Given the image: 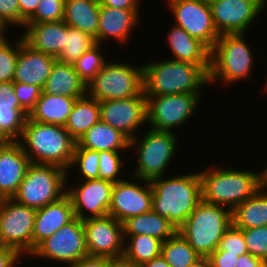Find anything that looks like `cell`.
<instances>
[{"label":"cell","mask_w":267,"mask_h":267,"mask_svg":"<svg viewBox=\"0 0 267 267\" xmlns=\"http://www.w3.org/2000/svg\"><path fill=\"white\" fill-rule=\"evenodd\" d=\"M210 65H196L171 58L143 64L145 96L201 94L209 83ZM201 92V93H200Z\"/></svg>","instance_id":"1"},{"label":"cell","mask_w":267,"mask_h":267,"mask_svg":"<svg viewBox=\"0 0 267 267\" xmlns=\"http://www.w3.org/2000/svg\"><path fill=\"white\" fill-rule=\"evenodd\" d=\"M163 178V179H162ZM152 210L167 218L177 229L202 201L199 173L188 172L151 181Z\"/></svg>","instance_id":"2"},{"label":"cell","mask_w":267,"mask_h":267,"mask_svg":"<svg viewBox=\"0 0 267 267\" xmlns=\"http://www.w3.org/2000/svg\"><path fill=\"white\" fill-rule=\"evenodd\" d=\"M18 142L31 163L51 164L69 173L76 141L65 126L35 122L27 117Z\"/></svg>","instance_id":"3"},{"label":"cell","mask_w":267,"mask_h":267,"mask_svg":"<svg viewBox=\"0 0 267 267\" xmlns=\"http://www.w3.org/2000/svg\"><path fill=\"white\" fill-rule=\"evenodd\" d=\"M238 169L217 166L199 171L202 201L233 211L251 198L262 187V171Z\"/></svg>","instance_id":"4"},{"label":"cell","mask_w":267,"mask_h":267,"mask_svg":"<svg viewBox=\"0 0 267 267\" xmlns=\"http://www.w3.org/2000/svg\"><path fill=\"white\" fill-rule=\"evenodd\" d=\"M231 224L230 209L201 201L177 232L201 257H208L218 248L221 237Z\"/></svg>","instance_id":"5"},{"label":"cell","mask_w":267,"mask_h":267,"mask_svg":"<svg viewBox=\"0 0 267 267\" xmlns=\"http://www.w3.org/2000/svg\"><path fill=\"white\" fill-rule=\"evenodd\" d=\"M245 35L223 34L216 40L210 52L209 83L219 80L229 85L250 78L255 62Z\"/></svg>","instance_id":"6"},{"label":"cell","mask_w":267,"mask_h":267,"mask_svg":"<svg viewBox=\"0 0 267 267\" xmlns=\"http://www.w3.org/2000/svg\"><path fill=\"white\" fill-rule=\"evenodd\" d=\"M146 134L130 140L129 149L136 145L137 166L131 176L151 182L164 176L177 150L178 137L175 132L149 128Z\"/></svg>","instance_id":"7"},{"label":"cell","mask_w":267,"mask_h":267,"mask_svg":"<svg viewBox=\"0 0 267 267\" xmlns=\"http://www.w3.org/2000/svg\"><path fill=\"white\" fill-rule=\"evenodd\" d=\"M119 62H106L87 84L86 95L98 102L142 95L143 64L133 66Z\"/></svg>","instance_id":"8"},{"label":"cell","mask_w":267,"mask_h":267,"mask_svg":"<svg viewBox=\"0 0 267 267\" xmlns=\"http://www.w3.org/2000/svg\"><path fill=\"white\" fill-rule=\"evenodd\" d=\"M67 171L57 165L31 163L16 194V202L39 209L66 194Z\"/></svg>","instance_id":"9"},{"label":"cell","mask_w":267,"mask_h":267,"mask_svg":"<svg viewBox=\"0 0 267 267\" xmlns=\"http://www.w3.org/2000/svg\"><path fill=\"white\" fill-rule=\"evenodd\" d=\"M36 209L12 198L0 199V243L29 256L33 251Z\"/></svg>","instance_id":"10"},{"label":"cell","mask_w":267,"mask_h":267,"mask_svg":"<svg viewBox=\"0 0 267 267\" xmlns=\"http://www.w3.org/2000/svg\"><path fill=\"white\" fill-rule=\"evenodd\" d=\"M201 94H173L147 97V124L151 129L174 132L192 119ZM180 126V127H178ZM174 128V129H173Z\"/></svg>","instance_id":"11"},{"label":"cell","mask_w":267,"mask_h":267,"mask_svg":"<svg viewBox=\"0 0 267 267\" xmlns=\"http://www.w3.org/2000/svg\"><path fill=\"white\" fill-rule=\"evenodd\" d=\"M89 255L86 247L83 221L75 217L53 235L40 242L29 255L62 262V265L76 263Z\"/></svg>","instance_id":"12"},{"label":"cell","mask_w":267,"mask_h":267,"mask_svg":"<svg viewBox=\"0 0 267 267\" xmlns=\"http://www.w3.org/2000/svg\"><path fill=\"white\" fill-rule=\"evenodd\" d=\"M175 25L202 42L210 51L219 38L208 0H167Z\"/></svg>","instance_id":"13"},{"label":"cell","mask_w":267,"mask_h":267,"mask_svg":"<svg viewBox=\"0 0 267 267\" xmlns=\"http://www.w3.org/2000/svg\"><path fill=\"white\" fill-rule=\"evenodd\" d=\"M208 2L219 35L245 34L267 5V0H209Z\"/></svg>","instance_id":"14"},{"label":"cell","mask_w":267,"mask_h":267,"mask_svg":"<svg viewBox=\"0 0 267 267\" xmlns=\"http://www.w3.org/2000/svg\"><path fill=\"white\" fill-rule=\"evenodd\" d=\"M129 178L114 183L108 211V215L121 223L128 218L152 210L153 192L151 182L133 176Z\"/></svg>","instance_id":"15"},{"label":"cell","mask_w":267,"mask_h":267,"mask_svg":"<svg viewBox=\"0 0 267 267\" xmlns=\"http://www.w3.org/2000/svg\"><path fill=\"white\" fill-rule=\"evenodd\" d=\"M100 120L119 130L129 140L136 131L147 124V97L139 96L100 101ZM140 126V127H139Z\"/></svg>","instance_id":"16"},{"label":"cell","mask_w":267,"mask_h":267,"mask_svg":"<svg viewBox=\"0 0 267 267\" xmlns=\"http://www.w3.org/2000/svg\"><path fill=\"white\" fill-rule=\"evenodd\" d=\"M69 175L66 179V194L71 199L75 217L83 221L108 215L114 183L103 179L80 180L82 183L77 182V187L69 186V189Z\"/></svg>","instance_id":"17"},{"label":"cell","mask_w":267,"mask_h":267,"mask_svg":"<svg viewBox=\"0 0 267 267\" xmlns=\"http://www.w3.org/2000/svg\"><path fill=\"white\" fill-rule=\"evenodd\" d=\"M86 247L91 256L124 255L123 225L110 215L83 220Z\"/></svg>","instance_id":"18"},{"label":"cell","mask_w":267,"mask_h":267,"mask_svg":"<svg viewBox=\"0 0 267 267\" xmlns=\"http://www.w3.org/2000/svg\"><path fill=\"white\" fill-rule=\"evenodd\" d=\"M30 164L18 141L0 143V199L16 194Z\"/></svg>","instance_id":"19"},{"label":"cell","mask_w":267,"mask_h":267,"mask_svg":"<svg viewBox=\"0 0 267 267\" xmlns=\"http://www.w3.org/2000/svg\"><path fill=\"white\" fill-rule=\"evenodd\" d=\"M56 57L34 50L19 37V54L13 82L44 88Z\"/></svg>","instance_id":"20"},{"label":"cell","mask_w":267,"mask_h":267,"mask_svg":"<svg viewBox=\"0 0 267 267\" xmlns=\"http://www.w3.org/2000/svg\"><path fill=\"white\" fill-rule=\"evenodd\" d=\"M139 15L140 9H119L100 5L96 43L103 44L113 39L121 44H128L132 29L135 30L141 19Z\"/></svg>","instance_id":"21"},{"label":"cell","mask_w":267,"mask_h":267,"mask_svg":"<svg viewBox=\"0 0 267 267\" xmlns=\"http://www.w3.org/2000/svg\"><path fill=\"white\" fill-rule=\"evenodd\" d=\"M24 42L34 50L57 57L65 46L68 25L63 21L25 23Z\"/></svg>","instance_id":"22"},{"label":"cell","mask_w":267,"mask_h":267,"mask_svg":"<svg viewBox=\"0 0 267 267\" xmlns=\"http://www.w3.org/2000/svg\"><path fill=\"white\" fill-rule=\"evenodd\" d=\"M75 218L70 197L65 194L59 200L36 209L33 229V250L44 239Z\"/></svg>","instance_id":"23"},{"label":"cell","mask_w":267,"mask_h":267,"mask_svg":"<svg viewBox=\"0 0 267 267\" xmlns=\"http://www.w3.org/2000/svg\"><path fill=\"white\" fill-rule=\"evenodd\" d=\"M167 44L172 51V60L196 65H210V50L181 27L173 25L167 34Z\"/></svg>","instance_id":"24"},{"label":"cell","mask_w":267,"mask_h":267,"mask_svg":"<svg viewBox=\"0 0 267 267\" xmlns=\"http://www.w3.org/2000/svg\"><path fill=\"white\" fill-rule=\"evenodd\" d=\"M86 86L73 65L56 61L42 90L49 95L82 98L86 95Z\"/></svg>","instance_id":"25"},{"label":"cell","mask_w":267,"mask_h":267,"mask_svg":"<svg viewBox=\"0 0 267 267\" xmlns=\"http://www.w3.org/2000/svg\"><path fill=\"white\" fill-rule=\"evenodd\" d=\"M130 140L119 130L111 127L102 120L94 124L77 141L81 148L93 151H117L124 152L129 148Z\"/></svg>","instance_id":"26"},{"label":"cell","mask_w":267,"mask_h":267,"mask_svg":"<svg viewBox=\"0 0 267 267\" xmlns=\"http://www.w3.org/2000/svg\"><path fill=\"white\" fill-rule=\"evenodd\" d=\"M123 235H149L162 242L172 237L177 228L167 219L153 210L122 222Z\"/></svg>","instance_id":"27"},{"label":"cell","mask_w":267,"mask_h":267,"mask_svg":"<svg viewBox=\"0 0 267 267\" xmlns=\"http://www.w3.org/2000/svg\"><path fill=\"white\" fill-rule=\"evenodd\" d=\"M77 99L79 98L56 94L49 95L42 92L35 108L30 112L28 117L35 122L65 126Z\"/></svg>","instance_id":"28"},{"label":"cell","mask_w":267,"mask_h":267,"mask_svg":"<svg viewBox=\"0 0 267 267\" xmlns=\"http://www.w3.org/2000/svg\"><path fill=\"white\" fill-rule=\"evenodd\" d=\"M63 21L96 38L99 25L98 0H65Z\"/></svg>","instance_id":"29"},{"label":"cell","mask_w":267,"mask_h":267,"mask_svg":"<svg viewBox=\"0 0 267 267\" xmlns=\"http://www.w3.org/2000/svg\"><path fill=\"white\" fill-rule=\"evenodd\" d=\"M232 224L239 229L267 226V190L261 187L232 211Z\"/></svg>","instance_id":"30"},{"label":"cell","mask_w":267,"mask_h":267,"mask_svg":"<svg viewBox=\"0 0 267 267\" xmlns=\"http://www.w3.org/2000/svg\"><path fill=\"white\" fill-rule=\"evenodd\" d=\"M100 121L99 102L88 95L75 101L65 124V129L77 142L90 127Z\"/></svg>","instance_id":"31"},{"label":"cell","mask_w":267,"mask_h":267,"mask_svg":"<svg viewBox=\"0 0 267 267\" xmlns=\"http://www.w3.org/2000/svg\"><path fill=\"white\" fill-rule=\"evenodd\" d=\"M124 256L135 265L142 266L145 262L161 255L162 241L149 235H123ZM128 242V243H127Z\"/></svg>","instance_id":"32"},{"label":"cell","mask_w":267,"mask_h":267,"mask_svg":"<svg viewBox=\"0 0 267 267\" xmlns=\"http://www.w3.org/2000/svg\"><path fill=\"white\" fill-rule=\"evenodd\" d=\"M161 255L170 267H188L201 258L179 232L162 243Z\"/></svg>","instance_id":"33"},{"label":"cell","mask_w":267,"mask_h":267,"mask_svg":"<svg viewBox=\"0 0 267 267\" xmlns=\"http://www.w3.org/2000/svg\"><path fill=\"white\" fill-rule=\"evenodd\" d=\"M95 38L83 31L68 26L65 46L56 57L57 61L73 65L87 50L96 45Z\"/></svg>","instance_id":"34"},{"label":"cell","mask_w":267,"mask_h":267,"mask_svg":"<svg viewBox=\"0 0 267 267\" xmlns=\"http://www.w3.org/2000/svg\"><path fill=\"white\" fill-rule=\"evenodd\" d=\"M28 115L22 107L0 106V143L19 141Z\"/></svg>","instance_id":"35"},{"label":"cell","mask_w":267,"mask_h":267,"mask_svg":"<svg viewBox=\"0 0 267 267\" xmlns=\"http://www.w3.org/2000/svg\"><path fill=\"white\" fill-rule=\"evenodd\" d=\"M100 47H102L101 44L97 43L82 54L73 64L75 71L86 84L90 82L107 62L100 51L102 50Z\"/></svg>","instance_id":"36"},{"label":"cell","mask_w":267,"mask_h":267,"mask_svg":"<svg viewBox=\"0 0 267 267\" xmlns=\"http://www.w3.org/2000/svg\"><path fill=\"white\" fill-rule=\"evenodd\" d=\"M71 167L79 169L82 180L99 179V152L81 148L76 143Z\"/></svg>","instance_id":"37"},{"label":"cell","mask_w":267,"mask_h":267,"mask_svg":"<svg viewBox=\"0 0 267 267\" xmlns=\"http://www.w3.org/2000/svg\"><path fill=\"white\" fill-rule=\"evenodd\" d=\"M7 39L6 35L0 38V82L13 81L19 54V39L14 44Z\"/></svg>","instance_id":"38"},{"label":"cell","mask_w":267,"mask_h":267,"mask_svg":"<svg viewBox=\"0 0 267 267\" xmlns=\"http://www.w3.org/2000/svg\"><path fill=\"white\" fill-rule=\"evenodd\" d=\"M121 152L100 151L99 152V179L117 183L124 180L119 174L123 171L124 161L121 158ZM120 176V177H119Z\"/></svg>","instance_id":"39"},{"label":"cell","mask_w":267,"mask_h":267,"mask_svg":"<svg viewBox=\"0 0 267 267\" xmlns=\"http://www.w3.org/2000/svg\"><path fill=\"white\" fill-rule=\"evenodd\" d=\"M65 0H41L26 23L60 21L64 19Z\"/></svg>","instance_id":"40"},{"label":"cell","mask_w":267,"mask_h":267,"mask_svg":"<svg viewBox=\"0 0 267 267\" xmlns=\"http://www.w3.org/2000/svg\"><path fill=\"white\" fill-rule=\"evenodd\" d=\"M242 231L248 253L267 260V226L242 229Z\"/></svg>","instance_id":"41"},{"label":"cell","mask_w":267,"mask_h":267,"mask_svg":"<svg viewBox=\"0 0 267 267\" xmlns=\"http://www.w3.org/2000/svg\"><path fill=\"white\" fill-rule=\"evenodd\" d=\"M215 251H228L237 256L247 254V247L243 237L242 229L235 227L233 224L225 231Z\"/></svg>","instance_id":"42"},{"label":"cell","mask_w":267,"mask_h":267,"mask_svg":"<svg viewBox=\"0 0 267 267\" xmlns=\"http://www.w3.org/2000/svg\"><path fill=\"white\" fill-rule=\"evenodd\" d=\"M14 92L20 106L28 113L35 108L38 99L43 90L35 85H27L26 83H14Z\"/></svg>","instance_id":"43"},{"label":"cell","mask_w":267,"mask_h":267,"mask_svg":"<svg viewBox=\"0 0 267 267\" xmlns=\"http://www.w3.org/2000/svg\"><path fill=\"white\" fill-rule=\"evenodd\" d=\"M0 22L7 28L20 26V7L18 0H0Z\"/></svg>","instance_id":"44"},{"label":"cell","mask_w":267,"mask_h":267,"mask_svg":"<svg viewBox=\"0 0 267 267\" xmlns=\"http://www.w3.org/2000/svg\"><path fill=\"white\" fill-rule=\"evenodd\" d=\"M238 257L237 254H231L228 251H214L208 259L211 267H235Z\"/></svg>","instance_id":"45"},{"label":"cell","mask_w":267,"mask_h":267,"mask_svg":"<svg viewBox=\"0 0 267 267\" xmlns=\"http://www.w3.org/2000/svg\"><path fill=\"white\" fill-rule=\"evenodd\" d=\"M0 106L21 107L14 92V82H0Z\"/></svg>","instance_id":"46"},{"label":"cell","mask_w":267,"mask_h":267,"mask_svg":"<svg viewBox=\"0 0 267 267\" xmlns=\"http://www.w3.org/2000/svg\"><path fill=\"white\" fill-rule=\"evenodd\" d=\"M22 258L24 257L14 248L0 245V267H16L23 262Z\"/></svg>","instance_id":"47"},{"label":"cell","mask_w":267,"mask_h":267,"mask_svg":"<svg viewBox=\"0 0 267 267\" xmlns=\"http://www.w3.org/2000/svg\"><path fill=\"white\" fill-rule=\"evenodd\" d=\"M108 264V257L87 255L76 263L69 264L68 267H108Z\"/></svg>","instance_id":"48"},{"label":"cell","mask_w":267,"mask_h":267,"mask_svg":"<svg viewBox=\"0 0 267 267\" xmlns=\"http://www.w3.org/2000/svg\"><path fill=\"white\" fill-rule=\"evenodd\" d=\"M20 7V26H25L26 21L35 13L41 0H18Z\"/></svg>","instance_id":"49"},{"label":"cell","mask_w":267,"mask_h":267,"mask_svg":"<svg viewBox=\"0 0 267 267\" xmlns=\"http://www.w3.org/2000/svg\"><path fill=\"white\" fill-rule=\"evenodd\" d=\"M100 5L119 9H141V0H98Z\"/></svg>","instance_id":"50"},{"label":"cell","mask_w":267,"mask_h":267,"mask_svg":"<svg viewBox=\"0 0 267 267\" xmlns=\"http://www.w3.org/2000/svg\"><path fill=\"white\" fill-rule=\"evenodd\" d=\"M262 261L263 259L247 253L238 257L235 267H259Z\"/></svg>","instance_id":"51"},{"label":"cell","mask_w":267,"mask_h":267,"mask_svg":"<svg viewBox=\"0 0 267 267\" xmlns=\"http://www.w3.org/2000/svg\"><path fill=\"white\" fill-rule=\"evenodd\" d=\"M108 267H139L124 255L120 257L109 258Z\"/></svg>","instance_id":"52"},{"label":"cell","mask_w":267,"mask_h":267,"mask_svg":"<svg viewBox=\"0 0 267 267\" xmlns=\"http://www.w3.org/2000/svg\"><path fill=\"white\" fill-rule=\"evenodd\" d=\"M140 267H170L169 264L165 261V259L162 257V255L153 258L150 261L145 262Z\"/></svg>","instance_id":"53"},{"label":"cell","mask_w":267,"mask_h":267,"mask_svg":"<svg viewBox=\"0 0 267 267\" xmlns=\"http://www.w3.org/2000/svg\"><path fill=\"white\" fill-rule=\"evenodd\" d=\"M188 267H211L208 257H201L199 260L190 264Z\"/></svg>","instance_id":"54"},{"label":"cell","mask_w":267,"mask_h":267,"mask_svg":"<svg viewBox=\"0 0 267 267\" xmlns=\"http://www.w3.org/2000/svg\"><path fill=\"white\" fill-rule=\"evenodd\" d=\"M262 187L267 190V166L262 169Z\"/></svg>","instance_id":"55"},{"label":"cell","mask_w":267,"mask_h":267,"mask_svg":"<svg viewBox=\"0 0 267 267\" xmlns=\"http://www.w3.org/2000/svg\"><path fill=\"white\" fill-rule=\"evenodd\" d=\"M7 28L0 22V33L5 36Z\"/></svg>","instance_id":"56"},{"label":"cell","mask_w":267,"mask_h":267,"mask_svg":"<svg viewBox=\"0 0 267 267\" xmlns=\"http://www.w3.org/2000/svg\"><path fill=\"white\" fill-rule=\"evenodd\" d=\"M259 267H267V260H263Z\"/></svg>","instance_id":"57"},{"label":"cell","mask_w":267,"mask_h":267,"mask_svg":"<svg viewBox=\"0 0 267 267\" xmlns=\"http://www.w3.org/2000/svg\"><path fill=\"white\" fill-rule=\"evenodd\" d=\"M265 79H266V81H265L266 83L264 84V88H263L264 90L263 91L267 92V78H265Z\"/></svg>","instance_id":"58"}]
</instances>
